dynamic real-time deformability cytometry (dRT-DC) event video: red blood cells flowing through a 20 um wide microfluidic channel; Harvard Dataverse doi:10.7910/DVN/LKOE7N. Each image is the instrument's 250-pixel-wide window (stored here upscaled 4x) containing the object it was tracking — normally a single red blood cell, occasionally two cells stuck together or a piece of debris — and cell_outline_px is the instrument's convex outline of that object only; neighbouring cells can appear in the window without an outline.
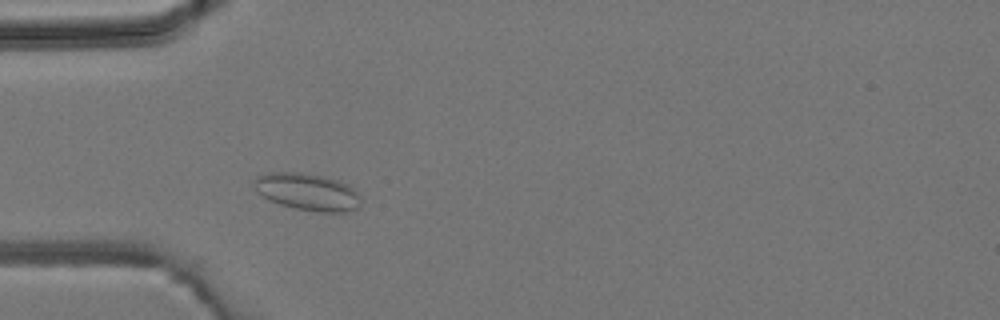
{"species": "common noctule bat (a hibernating species)", "species_latin": "Nyctalus noctula", "temperature_condition": "room temperature", "stored_images_in_passage": 2, "camera_frame_rate_fps": 3000, "um_per_image_px": 0.085, "animal": {"sex": "male", "body_mass_g": 19.2, "forearm_length_mm": 51.8}, "frame": {"image": 1, "passage_image": 2, "time_ms": 1.333, "image_size_px": [1000, 320], "cell_outline_px": [[360, 208], [348, 212], [316, 212], [296, 208], [280, 204], [268, 200], [256, 192], [252, 180], [256, 176], [268, 172], [300, 172], [324, 176], [348, 184], [360, 196]], "centroid_in_image_um": [26.11, 16.31], "position_along_channel_um": 58.9, "area_um2": 23.41}}